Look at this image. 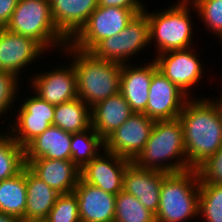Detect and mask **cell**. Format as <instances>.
<instances>
[{"label": "cell", "mask_w": 222, "mask_h": 222, "mask_svg": "<svg viewBox=\"0 0 222 222\" xmlns=\"http://www.w3.org/2000/svg\"><path fill=\"white\" fill-rule=\"evenodd\" d=\"M178 118L183 127L186 159L188 165L195 169L222 146L220 95L216 101L203 97L189 98Z\"/></svg>", "instance_id": "cell-1"}, {"label": "cell", "mask_w": 222, "mask_h": 222, "mask_svg": "<svg viewBox=\"0 0 222 222\" xmlns=\"http://www.w3.org/2000/svg\"><path fill=\"white\" fill-rule=\"evenodd\" d=\"M65 48L61 51L73 56L70 62L77 76L78 97L90 108L120 92L121 63L99 59L70 43Z\"/></svg>", "instance_id": "cell-2"}, {"label": "cell", "mask_w": 222, "mask_h": 222, "mask_svg": "<svg viewBox=\"0 0 222 222\" xmlns=\"http://www.w3.org/2000/svg\"><path fill=\"white\" fill-rule=\"evenodd\" d=\"M133 162L141 168L167 174L192 169L186 159L179 118L155 121L146 145Z\"/></svg>", "instance_id": "cell-3"}, {"label": "cell", "mask_w": 222, "mask_h": 222, "mask_svg": "<svg viewBox=\"0 0 222 222\" xmlns=\"http://www.w3.org/2000/svg\"><path fill=\"white\" fill-rule=\"evenodd\" d=\"M200 181L196 169L163 178L156 222H186L199 217Z\"/></svg>", "instance_id": "cell-4"}, {"label": "cell", "mask_w": 222, "mask_h": 222, "mask_svg": "<svg viewBox=\"0 0 222 222\" xmlns=\"http://www.w3.org/2000/svg\"><path fill=\"white\" fill-rule=\"evenodd\" d=\"M178 2L155 13L144 11L149 23V43L155 41L157 54L192 47L193 23L189 9L192 3L189 0Z\"/></svg>", "instance_id": "cell-5"}, {"label": "cell", "mask_w": 222, "mask_h": 222, "mask_svg": "<svg viewBox=\"0 0 222 222\" xmlns=\"http://www.w3.org/2000/svg\"><path fill=\"white\" fill-rule=\"evenodd\" d=\"M5 28L34 39L45 50L58 47L63 50L69 43L55 26L49 0H18Z\"/></svg>", "instance_id": "cell-6"}, {"label": "cell", "mask_w": 222, "mask_h": 222, "mask_svg": "<svg viewBox=\"0 0 222 222\" xmlns=\"http://www.w3.org/2000/svg\"><path fill=\"white\" fill-rule=\"evenodd\" d=\"M148 44V17L141 13L137 14L119 34L104 38L90 52L99 59L126 64L132 59L130 57L144 50Z\"/></svg>", "instance_id": "cell-7"}, {"label": "cell", "mask_w": 222, "mask_h": 222, "mask_svg": "<svg viewBox=\"0 0 222 222\" xmlns=\"http://www.w3.org/2000/svg\"><path fill=\"white\" fill-rule=\"evenodd\" d=\"M137 14L133 9L98 6L69 43L90 52L104 38L119 34Z\"/></svg>", "instance_id": "cell-8"}, {"label": "cell", "mask_w": 222, "mask_h": 222, "mask_svg": "<svg viewBox=\"0 0 222 222\" xmlns=\"http://www.w3.org/2000/svg\"><path fill=\"white\" fill-rule=\"evenodd\" d=\"M155 120L134 113L105 140V150L133 162L149 139Z\"/></svg>", "instance_id": "cell-9"}, {"label": "cell", "mask_w": 222, "mask_h": 222, "mask_svg": "<svg viewBox=\"0 0 222 222\" xmlns=\"http://www.w3.org/2000/svg\"><path fill=\"white\" fill-rule=\"evenodd\" d=\"M193 51V52H192ZM192 48L170 50L156 54L158 70L175 84L188 98L192 86H196L203 74V64ZM191 87V88H190Z\"/></svg>", "instance_id": "cell-10"}, {"label": "cell", "mask_w": 222, "mask_h": 222, "mask_svg": "<svg viewBox=\"0 0 222 222\" xmlns=\"http://www.w3.org/2000/svg\"><path fill=\"white\" fill-rule=\"evenodd\" d=\"M187 97L157 69L151 79L149 99L144 114L155 121L176 119L189 99Z\"/></svg>", "instance_id": "cell-11"}, {"label": "cell", "mask_w": 222, "mask_h": 222, "mask_svg": "<svg viewBox=\"0 0 222 222\" xmlns=\"http://www.w3.org/2000/svg\"><path fill=\"white\" fill-rule=\"evenodd\" d=\"M80 170V178L112 195L123 190L125 169L131 162L103 149Z\"/></svg>", "instance_id": "cell-12"}, {"label": "cell", "mask_w": 222, "mask_h": 222, "mask_svg": "<svg viewBox=\"0 0 222 222\" xmlns=\"http://www.w3.org/2000/svg\"><path fill=\"white\" fill-rule=\"evenodd\" d=\"M69 65V68L65 65L56 66L54 70L34 74L33 79H30V88H34L36 95L53 105L77 98V76L73 64Z\"/></svg>", "instance_id": "cell-13"}, {"label": "cell", "mask_w": 222, "mask_h": 222, "mask_svg": "<svg viewBox=\"0 0 222 222\" xmlns=\"http://www.w3.org/2000/svg\"><path fill=\"white\" fill-rule=\"evenodd\" d=\"M44 51L34 39L0 28V71H9L19 76L20 71L32 62L35 63Z\"/></svg>", "instance_id": "cell-14"}, {"label": "cell", "mask_w": 222, "mask_h": 222, "mask_svg": "<svg viewBox=\"0 0 222 222\" xmlns=\"http://www.w3.org/2000/svg\"><path fill=\"white\" fill-rule=\"evenodd\" d=\"M167 173L145 169L130 162L125 169L123 190L133 195L150 212L159 209L160 190Z\"/></svg>", "instance_id": "cell-15"}, {"label": "cell", "mask_w": 222, "mask_h": 222, "mask_svg": "<svg viewBox=\"0 0 222 222\" xmlns=\"http://www.w3.org/2000/svg\"><path fill=\"white\" fill-rule=\"evenodd\" d=\"M77 197L81 222H114L116 195L79 178L73 191Z\"/></svg>", "instance_id": "cell-16"}, {"label": "cell", "mask_w": 222, "mask_h": 222, "mask_svg": "<svg viewBox=\"0 0 222 222\" xmlns=\"http://www.w3.org/2000/svg\"><path fill=\"white\" fill-rule=\"evenodd\" d=\"M158 69L155 60L144 66L122 64L120 93L134 113H144L149 99V87L153 73Z\"/></svg>", "instance_id": "cell-17"}, {"label": "cell", "mask_w": 222, "mask_h": 222, "mask_svg": "<svg viewBox=\"0 0 222 222\" xmlns=\"http://www.w3.org/2000/svg\"><path fill=\"white\" fill-rule=\"evenodd\" d=\"M26 166L59 194L74 191L80 178V169L71 160H25Z\"/></svg>", "instance_id": "cell-18"}, {"label": "cell", "mask_w": 222, "mask_h": 222, "mask_svg": "<svg viewBox=\"0 0 222 222\" xmlns=\"http://www.w3.org/2000/svg\"><path fill=\"white\" fill-rule=\"evenodd\" d=\"M58 31L70 41L98 7V0H49Z\"/></svg>", "instance_id": "cell-19"}, {"label": "cell", "mask_w": 222, "mask_h": 222, "mask_svg": "<svg viewBox=\"0 0 222 222\" xmlns=\"http://www.w3.org/2000/svg\"><path fill=\"white\" fill-rule=\"evenodd\" d=\"M133 114L119 92L91 107V127L105 140Z\"/></svg>", "instance_id": "cell-20"}, {"label": "cell", "mask_w": 222, "mask_h": 222, "mask_svg": "<svg viewBox=\"0 0 222 222\" xmlns=\"http://www.w3.org/2000/svg\"><path fill=\"white\" fill-rule=\"evenodd\" d=\"M71 139V133L51 125L24 148L25 160H71Z\"/></svg>", "instance_id": "cell-21"}, {"label": "cell", "mask_w": 222, "mask_h": 222, "mask_svg": "<svg viewBox=\"0 0 222 222\" xmlns=\"http://www.w3.org/2000/svg\"><path fill=\"white\" fill-rule=\"evenodd\" d=\"M27 202L24 222H43L54 206L59 193L25 166Z\"/></svg>", "instance_id": "cell-22"}, {"label": "cell", "mask_w": 222, "mask_h": 222, "mask_svg": "<svg viewBox=\"0 0 222 222\" xmlns=\"http://www.w3.org/2000/svg\"><path fill=\"white\" fill-rule=\"evenodd\" d=\"M27 202L25 167L11 178L0 181V212L24 222Z\"/></svg>", "instance_id": "cell-23"}, {"label": "cell", "mask_w": 222, "mask_h": 222, "mask_svg": "<svg viewBox=\"0 0 222 222\" xmlns=\"http://www.w3.org/2000/svg\"><path fill=\"white\" fill-rule=\"evenodd\" d=\"M53 125L71 134L91 128V108L79 97L55 105Z\"/></svg>", "instance_id": "cell-24"}, {"label": "cell", "mask_w": 222, "mask_h": 222, "mask_svg": "<svg viewBox=\"0 0 222 222\" xmlns=\"http://www.w3.org/2000/svg\"><path fill=\"white\" fill-rule=\"evenodd\" d=\"M105 148L104 139L91 127L86 131L72 134L71 161L81 170L88 162L97 157Z\"/></svg>", "instance_id": "cell-25"}, {"label": "cell", "mask_w": 222, "mask_h": 222, "mask_svg": "<svg viewBox=\"0 0 222 222\" xmlns=\"http://www.w3.org/2000/svg\"><path fill=\"white\" fill-rule=\"evenodd\" d=\"M6 132L0 134V181L13 177L26 166L24 148Z\"/></svg>", "instance_id": "cell-26"}, {"label": "cell", "mask_w": 222, "mask_h": 222, "mask_svg": "<svg viewBox=\"0 0 222 222\" xmlns=\"http://www.w3.org/2000/svg\"><path fill=\"white\" fill-rule=\"evenodd\" d=\"M114 222H156L155 215L124 190L116 195Z\"/></svg>", "instance_id": "cell-27"}, {"label": "cell", "mask_w": 222, "mask_h": 222, "mask_svg": "<svg viewBox=\"0 0 222 222\" xmlns=\"http://www.w3.org/2000/svg\"><path fill=\"white\" fill-rule=\"evenodd\" d=\"M199 217L222 222V184L200 183Z\"/></svg>", "instance_id": "cell-28"}, {"label": "cell", "mask_w": 222, "mask_h": 222, "mask_svg": "<svg viewBox=\"0 0 222 222\" xmlns=\"http://www.w3.org/2000/svg\"><path fill=\"white\" fill-rule=\"evenodd\" d=\"M14 120L15 122H11L12 124L9 123L11 131L8 129V132L14 141L23 148L52 125L47 121V118L16 117Z\"/></svg>", "instance_id": "cell-29"}, {"label": "cell", "mask_w": 222, "mask_h": 222, "mask_svg": "<svg viewBox=\"0 0 222 222\" xmlns=\"http://www.w3.org/2000/svg\"><path fill=\"white\" fill-rule=\"evenodd\" d=\"M202 22L222 43V0H189Z\"/></svg>", "instance_id": "cell-30"}, {"label": "cell", "mask_w": 222, "mask_h": 222, "mask_svg": "<svg viewBox=\"0 0 222 222\" xmlns=\"http://www.w3.org/2000/svg\"><path fill=\"white\" fill-rule=\"evenodd\" d=\"M43 222H81L75 193L59 194Z\"/></svg>", "instance_id": "cell-31"}, {"label": "cell", "mask_w": 222, "mask_h": 222, "mask_svg": "<svg viewBox=\"0 0 222 222\" xmlns=\"http://www.w3.org/2000/svg\"><path fill=\"white\" fill-rule=\"evenodd\" d=\"M35 95V96H34ZM27 97L19 107L16 117H39L47 118V121L53 125L55 105L46 102L38 95Z\"/></svg>", "instance_id": "cell-32"}, {"label": "cell", "mask_w": 222, "mask_h": 222, "mask_svg": "<svg viewBox=\"0 0 222 222\" xmlns=\"http://www.w3.org/2000/svg\"><path fill=\"white\" fill-rule=\"evenodd\" d=\"M195 169L200 183L222 184V146Z\"/></svg>", "instance_id": "cell-33"}, {"label": "cell", "mask_w": 222, "mask_h": 222, "mask_svg": "<svg viewBox=\"0 0 222 222\" xmlns=\"http://www.w3.org/2000/svg\"><path fill=\"white\" fill-rule=\"evenodd\" d=\"M19 76L9 71H0V119L1 116L8 114V110L10 111V107L14 105V101L16 100V94L19 84ZM2 114V115H1Z\"/></svg>", "instance_id": "cell-34"}, {"label": "cell", "mask_w": 222, "mask_h": 222, "mask_svg": "<svg viewBox=\"0 0 222 222\" xmlns=\"http://www.w3.org/2000/svg\"><path fill=\"white\" fill-rule=\"evenodd\" d=\"M98 6L133 9L138 14L144 13L146 10L140 0H98Z\"/></svg>", "instance_id": "cell-35"}, {"label": "cell", "mask_w": 222, "mask_h": 222, "mask_svg": "<svg viewBox=\"0 0 222 222\" xmlns=\"http://www.w3.org/2000/svg\"><path fill=\"white\" fill-rule=\"evenodd\" d=\"M18 0H0V28H5L11 20Z\"/></svg>", "instance_id": "cell-36"}, {"label": "cell", "mask_w": 222, "mask_h": 222, "mask_svg": "<svg viewBox=\"0 0 222 222\" xmlns=\"http://www.w3.org/2000/svg\"><path fill=\"white\" fill-rule=\"evenodd\" d=\"M0 222H20L15 217L0 212Z\"/></svg>", "instance_id": "cell-37"}, {"label": "cell", "mask_w": 222, "mask_h": 222, "mask_svg": "<svg viewBox=\"0 0 222 222\" xmlns=\"http://www.w3.org/2000/svg\"><path fill=\"white\" fill-rule=\"evenodd\" d=\"M222 93V91L220 92V94ZM220 110H221V112H222V94H221V96H220Z\"/></svg>", "instance_id": "cell-38"}]
</instances>
